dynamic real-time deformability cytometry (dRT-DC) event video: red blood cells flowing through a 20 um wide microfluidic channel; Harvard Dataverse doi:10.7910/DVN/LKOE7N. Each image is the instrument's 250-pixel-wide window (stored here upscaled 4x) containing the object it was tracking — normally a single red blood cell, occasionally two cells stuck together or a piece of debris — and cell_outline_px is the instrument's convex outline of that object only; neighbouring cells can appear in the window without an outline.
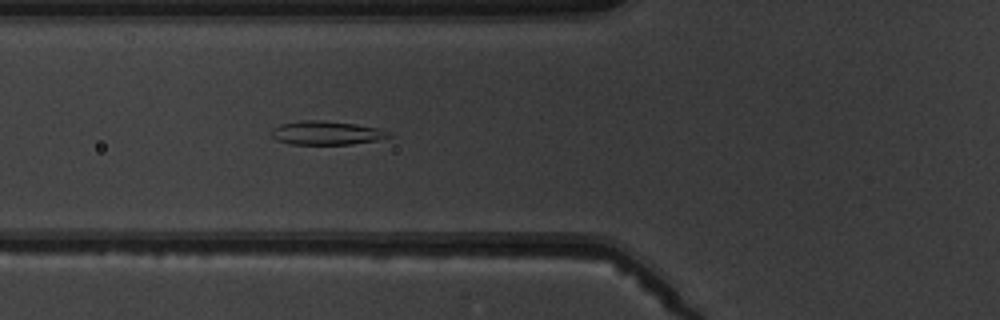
{"species": "common noctule bat (a hibernating species)", "species_latin": "Nyctalus noctula", "temperature_condition": "warm", "stored_images_in_passage": 5, "camera_frame_rate_fps": 3000, "um_per_image_px": 0.085, "animal": {"sex": "male", "body_mass_g": 19.5, "forearm_length_mm": 54.6}, "frame": {"image": 1, "passage_image": 5, "time_ms": 5.667, "image_size_px": [1000, 320], "cell_outline_px": [[392, 136], [376, 140], [352, 144], [292, 144], [276, 140], [268, 132], [272, 128], [280, 124], [300, 120], [320, 120], [356, 124], [376, 128], [392, 132]], "centroid_in_image_um": [27.7, 11.29], "position_along_channel_um": 98.1, "area_um2": 16.3}}